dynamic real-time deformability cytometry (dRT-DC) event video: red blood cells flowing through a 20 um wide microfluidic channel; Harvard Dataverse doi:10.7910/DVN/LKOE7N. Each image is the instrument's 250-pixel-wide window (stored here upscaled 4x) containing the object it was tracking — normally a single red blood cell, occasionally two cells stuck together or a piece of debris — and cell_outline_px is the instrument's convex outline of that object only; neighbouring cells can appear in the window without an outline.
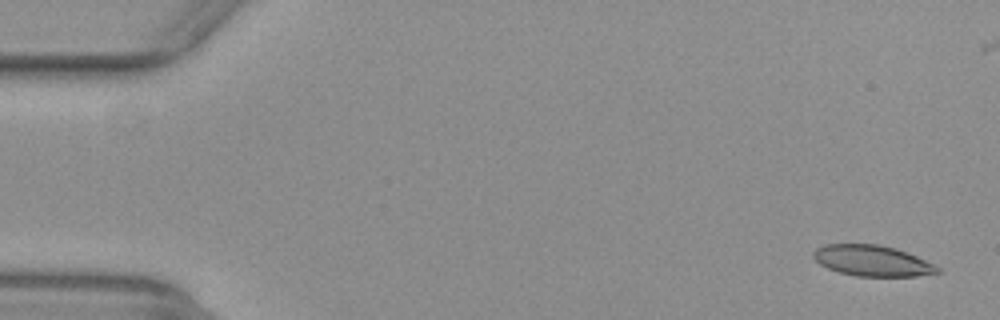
{"species": "common noctule bat (a hibernating species)", "species_latin": "Nyctalus noctula", "temperature_condition": "warm", "stored_images_in_passage": 45, "camera_frame_rate_fps": 3000, "um_per_image_px": 0.085, "animal": {"sex": "female", "body_mass_g": 29.2, "forearm_length_mm": 56.3}, "frame": {"image": 1, "passage_image": 2, "time_ms": 0.333, "image_size_px": [1000, 320], "cell_outline_px": [[940, 272], [916, 276], [856, 276], [840, 272], [828, 268], [820, 264], [812, 256], [812, 252], [816, 248], [824, 244], [880, 244], [896, 248], [908, 252], [940, 268]], "centroid_in_image_um": [74.11, 22.15], "position_along_channel_um": 10.9, "area_um2": 22.25}}
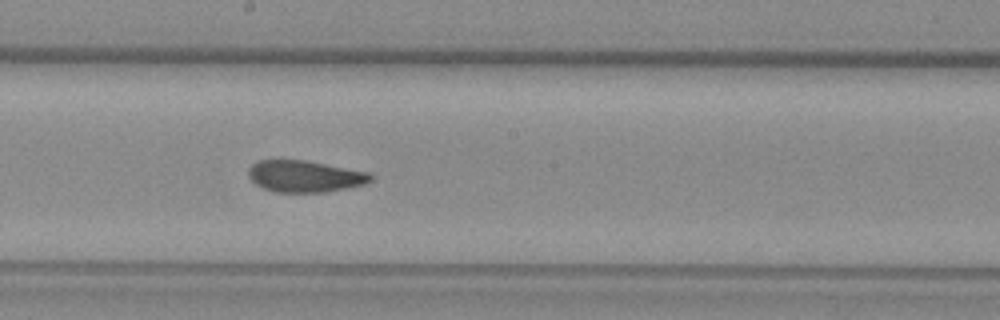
{"frame": {"image": 2, "passage_image": 29, "time_ms": 9.333, "image_size_px": [1000, 320], "cell_outline_px": [[376, 176], [372, 180], [364, 184], [328, 192], [272, 192], [256, 184], [248, 176], [248, 168], [256, 160], [304, 160], [372, 172]], "centroid_in_image_um": [25.94, 14.98], "position_along_channel_um": 222.3, "area_um2": 22.83}}
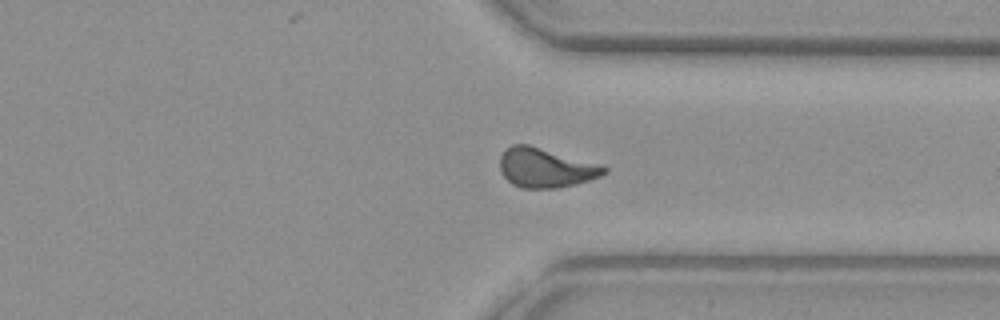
{"frame": {"image": 3, "passage_image": 40, "time_ms": 13.0, "image_size_px": [1000, 320], "cell_outline_px": [[608, 172], [600, 176], [576, 184], [556, 188], [520, 188], [512, 184], [500, 172], [500, 156], [504, 148], [512, 144], [528, 144], [604, 164], [608, 168]], "centroid_in_image_um": [46.4, 14.24], "position_along_channel_um": 365.0, "area_um2": 24.39}}